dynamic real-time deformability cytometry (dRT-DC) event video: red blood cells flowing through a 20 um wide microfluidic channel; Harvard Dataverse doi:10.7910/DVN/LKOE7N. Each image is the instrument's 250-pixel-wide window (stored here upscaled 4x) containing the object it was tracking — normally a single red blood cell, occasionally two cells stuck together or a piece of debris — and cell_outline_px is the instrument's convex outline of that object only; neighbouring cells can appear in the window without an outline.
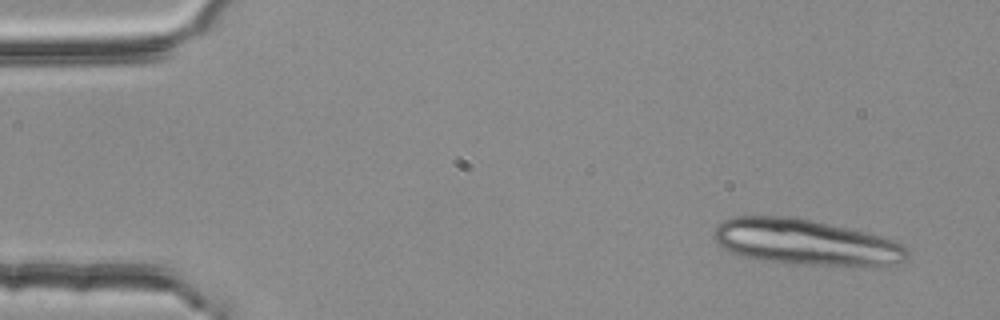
{"species": "common noctule bat (a hibernating species)", "species_latin": "Nyctalus noctula", "temperature_condition": "room temperature", "stored_images_in_passage": 49, "segment_of_instrument_passage": [1, 2], "camera_frame_rate_fps": 3000, "um_per_image_px": 0.085, "animal": {"sex": "female", "body_mass_g": 25.1}, "frame": {"image": 1, "passage_image": 1, "time_ms": 0.0, "image_size_px": [1000, 320], "cell_outline_px": [[908, 256], [900, 264], [812, 264], [760, 260], [740, 256], [720, 248], [716, 240], [716, 224], [732, 216], [796, 216], [864, 232], [892, 240], [908, 248]], "centroid_in_image_um": [68.4, 20.55], "position_along_channel_um": 16.6, "area_um2": 50.75}}